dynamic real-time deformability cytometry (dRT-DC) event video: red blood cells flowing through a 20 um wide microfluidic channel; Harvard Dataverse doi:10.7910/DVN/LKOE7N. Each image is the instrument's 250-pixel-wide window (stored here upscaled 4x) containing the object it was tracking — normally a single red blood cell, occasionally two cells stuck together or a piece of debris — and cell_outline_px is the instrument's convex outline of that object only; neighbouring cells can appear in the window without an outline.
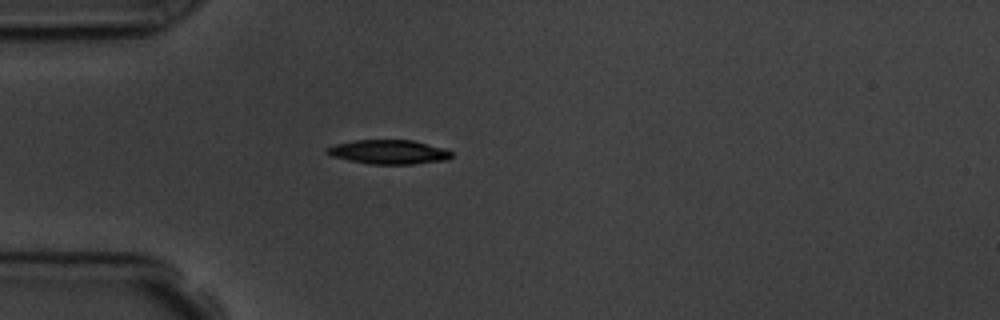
{"species": "common noctule bat (a hibernating species)", "species_latin": "Nyctalus noctula", "temperature_condition": "room temperature", "stored_images_in_passage": 1, "camera_frame_rate_fps": 3000, "um_per_image_px": 0.085, "animal": {"sex": "male", "body_mass_g": 19.5, "forearm_length_mm": 54.6}, "frame": {"image": 1, "passage_image": 1, "time_ms": 0.0, "image_size_px": [1000, 320], "cell_outline_px": [[452, 156], [448, 160], [412, 164], [368, 164], [348, 160], [332, 156], [324, 152], [328, 148], [336, 144], [356, 140], [412, 140], [444, 148], [452, 152]], "centroid_in_image_um": [33.06, 12.92], "position_along_channel_um": 51.9, "area_um2": 17.51}}